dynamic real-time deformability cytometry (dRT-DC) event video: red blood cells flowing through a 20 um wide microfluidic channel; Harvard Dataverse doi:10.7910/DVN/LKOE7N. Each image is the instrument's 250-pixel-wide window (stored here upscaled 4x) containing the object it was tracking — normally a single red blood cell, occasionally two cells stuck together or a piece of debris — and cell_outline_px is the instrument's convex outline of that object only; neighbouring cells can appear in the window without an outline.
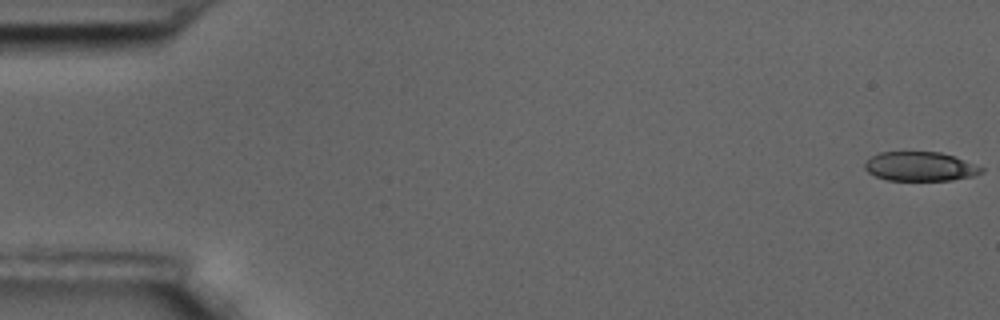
{"species": "common noctule bat (a hibernating species)", "species_latin": "Nyctalus noctula", "temperature_condition": "room temperature", "stored_images_in_passage": 7, "camera_frame_rate_fps": 3000, "um_per_image_px": 0.085, "animal": {"sex": "male", "body_mass_g": 17.5, "forearm_length_mm": 52.3}, "frame": {"image": 1, "passage_image": 1, "time_ms": 0.0, "image_size_px": [1000, 320], "cell_outline_px": [[984, 172], [976, 176], [952, 180], [888, 180], [876, 176], [868, 172], [864, 168], [864, 164], [872, 156], [880, 152], [940, 152], [952, 156], [984, 168]], "centroid_in_image_um": [78.22, 14.16], "position_along_channel_um": 6.8, "area_um2": 19.71}}
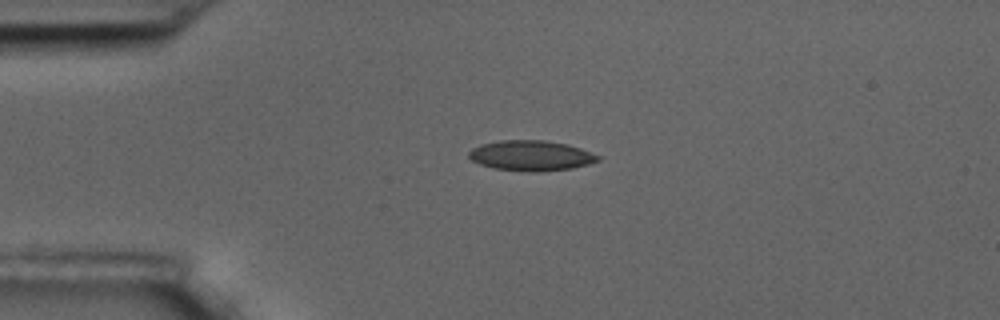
{"frame": {"image": 2, "passage_image": 5, "time_ms": 1.333, "image_size_px": [1000, 320], "cell_outline_px": [[600, 160], [588, 164], [572, 168], [536, 172], [528, 172], [492, 168], [480, 164], [472, 160], [468, 156], [468, 152], [472, 148], [480, 144], [500, 140], [544, 140], [568, 144], [580, 148], [600, 156]], "centroid_in_image_um": [45.11, 13.22], "position_along_channel_um": 39.9, "area_um2": 22.89}}